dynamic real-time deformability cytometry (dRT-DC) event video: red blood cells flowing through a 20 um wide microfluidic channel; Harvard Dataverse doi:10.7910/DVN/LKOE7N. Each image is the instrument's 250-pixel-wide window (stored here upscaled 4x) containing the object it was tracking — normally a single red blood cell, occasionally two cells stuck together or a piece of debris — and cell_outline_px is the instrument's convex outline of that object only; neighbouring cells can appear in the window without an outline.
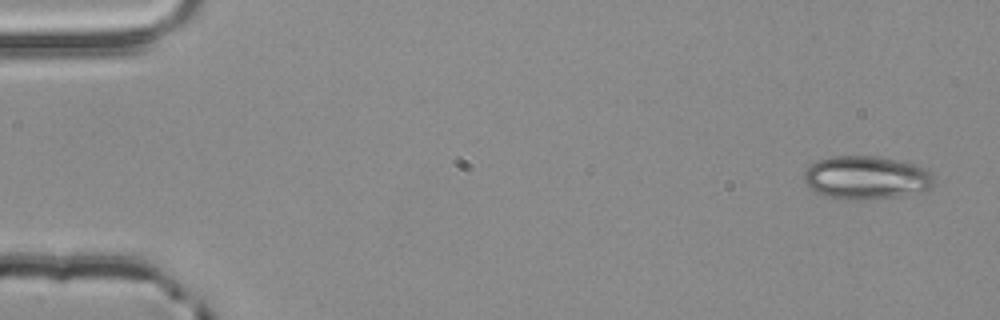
{"species": "common noctule bat (a hibernating species)", "species_latin": "Nyctalus noctula", "temperature_condition": "room temperature", "stored_images_in_passage": 53, "camera_frame_rate_fps": 3000, "um_per_image_px": 0.085, "animal": {"sex": "male", "body_mass_g": 20.4}, "frame": {"image": 1, "passage_image": 1, "time_ms": 0.0, "image_size_px": [1000, 320], "cell_outline_px": [[936, 184], [920, 192], [900, 196], [872, 200], [840, 200], [824, 196], [816, 192], [804, 180], [804, 172], [812, 164], [820, 160], [832, 156], [876, 156], [916, 164], [932, 172], [936, 180]], "centroid_in_image_um": [73.68, 15.12], "position_along_channel_um": 11.3, "area_um2": 33.18}}
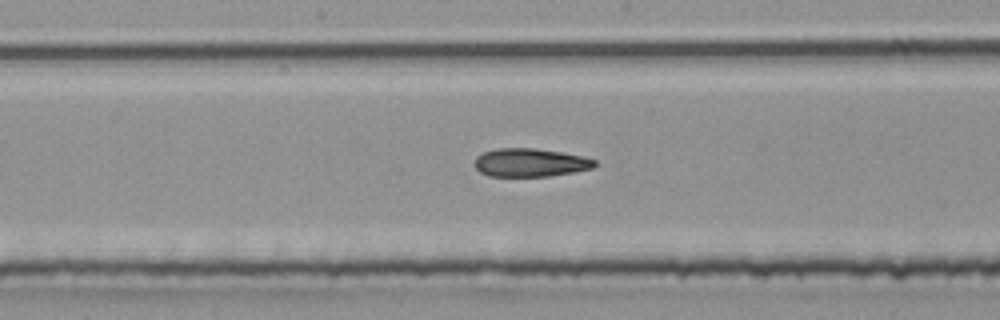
{"frame": {"image": 2, "passage_image": 27, "time_ms": 8.667, "image_size_px": [1000, 320], "cell_outline_px": [[600, 164], [592, 168], [576, 172], [548, 176], [488, 176], [480, 172], [472, 164], [476, 156], [484, 152], [496, 148], [536, 148], [584, 156], [596, 160]], "centroid_in_image_um": [45.08, 13.82], "position_along_channel_um": 203.1, "area_um2": 20.11}}
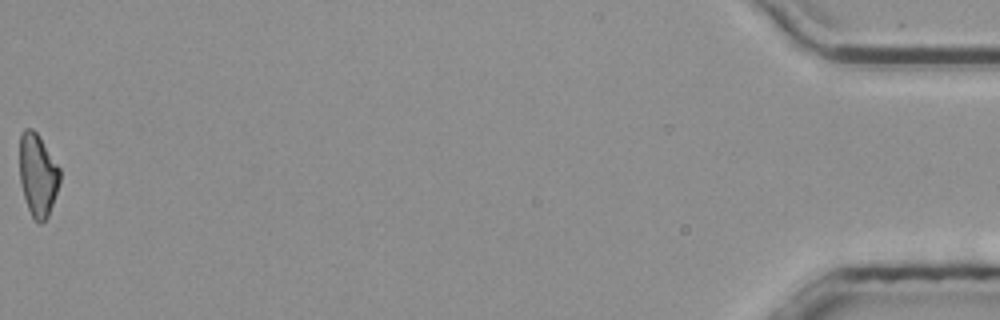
{"frame": {"image": 3, "passage_image": 53, "time_ms": 17.333, "image_size_px": [1000, 320], "cell_outline_px": [[60, 180], [48, 216], [40, 224], [32, 216], [28, 208], [20, 184], [20, 132], [24, 128], [32, 128], [36, 132], [60, 168]], "centroid_in_image_um": [3.2, 14.84], "position_along_channel_um": 432.0, "area_um2": 19.13}, "authors_computed_cell_mechanics": {"area_um2": 20.6924, "velocity_mm_per_s": 3.876, "shape_relaxation_time_tau1_ms": null, "shape_relaxation_time_tau2_ms": 6.392, "deformation_change_tau1": null, "deformation_change_tau2": 0.1753}}